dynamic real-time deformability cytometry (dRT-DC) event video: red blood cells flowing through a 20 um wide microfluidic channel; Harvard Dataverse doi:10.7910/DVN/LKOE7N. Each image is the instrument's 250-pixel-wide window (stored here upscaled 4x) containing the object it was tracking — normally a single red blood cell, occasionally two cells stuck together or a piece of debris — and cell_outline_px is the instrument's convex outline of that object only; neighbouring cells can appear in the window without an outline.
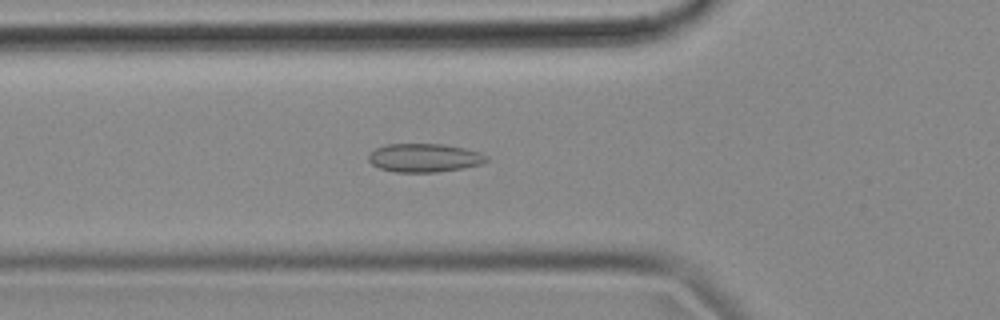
{"species": "common noctule bat (a hibernating species)", "species_latin": "Nyctalus noctula", "temperature_condition": "cold", "stored_images_in_passage": 42, "camera_frame_rate_fps": 3000, "um_per_image_px": 0.085, "animal": {"sex": "female", "body_mass_g": 18.4}, "frame": {"image": 1, "passage_image": 6, "time_ms": 1.667, "image_size_px": [1000, 320], "cell_outline_px": [[488, 160], [480, 164], [460, 168], [436, 172], [396, 172], [380, 168], [372, 164], [368, 160], [368, 156], [376, 148], [388, 144], [444, 144], [464, 148], [480, 152], [488, 156]], "centroid_in_image_um": [36.07, 13.41], "position_along_channel_um": 89.7, "area_um2": 19.42}}
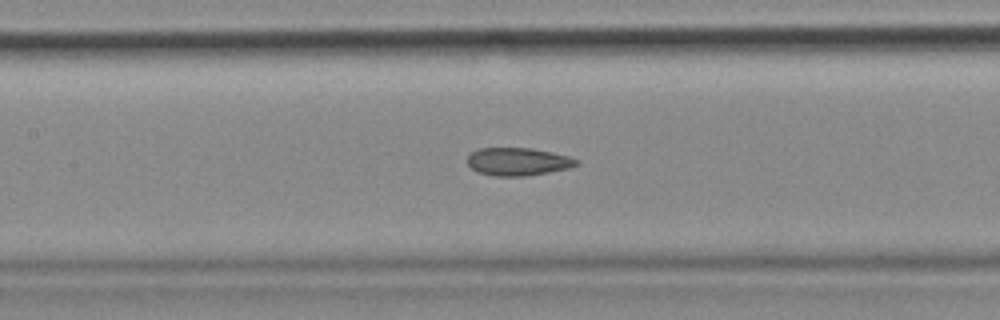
{"frame": {"image": 2, "passage_image": 12, "time_ms": 3.667, "image_size_px": [1000, 320], "cell_outline_px": [[580, 164], [568, 168], [528, 176], [492, 176], [480, 172], [472, 168], [468, 164], [468, 156], [472, 152], [480, 148], [528, 148], [552, 152], [568, 156], [580, 160]], "centroid_in_image_um": [44.05, 13.74], "position_along_channel_um": 163.3, "area_um2": 17.63}}
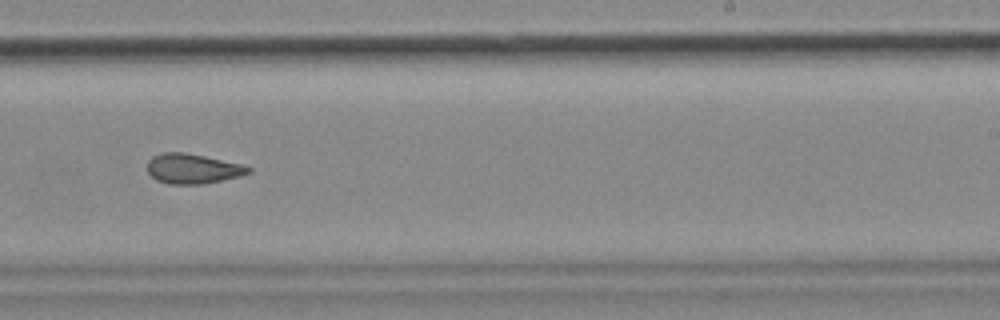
{"frame": {"image": 3, "passage_image": 21, "time_ms": 6.667, "image_size_px": [1000, 320], "cell_outline_px": [[252, 172], [240, 176], [204, 184], [168, 184], [156, 180], [148, 172], [148, 160], [152, 156], [164, 152], [184, 152], [244, 164], [252, 168]], "centroid_in_image_um": [16.4, 14.34], "position_along_channel_um": 272.6, "area_um2": 17.74}, "authors_computed_cell_mechanics": {"area_um2": 18.0336, "velocity_mm_per_s": 3.6633, "shape_relaxation_time_tau1_ms": null, "shape_relaxation_time_tau2_ms": 3.3996, "deformation_change_tau1": null, "deformation_change_tau2": 0.0892}}